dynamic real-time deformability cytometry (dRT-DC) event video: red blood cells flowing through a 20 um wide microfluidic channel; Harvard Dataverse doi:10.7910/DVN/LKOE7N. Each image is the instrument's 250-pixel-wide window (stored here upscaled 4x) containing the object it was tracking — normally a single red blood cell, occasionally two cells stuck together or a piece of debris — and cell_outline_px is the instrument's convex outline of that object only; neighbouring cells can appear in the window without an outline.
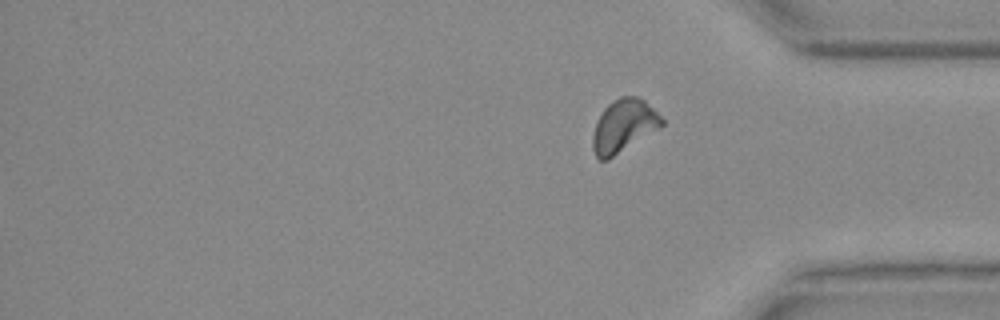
{"species": "Egyptian fruit bat (a non-hibernating species)", "species_latin": "Rousettus aegyptiacus", "temperature_condition": "warm", "stored_images_in_passage": 43, "segment_of_instrument_passage": [2, 2], "camera_frame_rate_fps": 3000, "um_per_image_px": 0.085, "animal": {"sex": "female"}, "frame": {"image": 1, "passage_image": 43, "time_ms": 14.0, "image_size_px": [1000, 320], "cell_outline_px": [[664, 124], [660, 128], [608, 160], [600, 160], [596, 156], [592, 148], [592, 136], [596, 124], [604, 108], [612, 100], [620, 96], [636, 96], [644, 100], [664, 120]], "centroid_in_image_um": [53.01, 10.7], "position_along_channel_um": 382.2, "area_um2": 21.15}}